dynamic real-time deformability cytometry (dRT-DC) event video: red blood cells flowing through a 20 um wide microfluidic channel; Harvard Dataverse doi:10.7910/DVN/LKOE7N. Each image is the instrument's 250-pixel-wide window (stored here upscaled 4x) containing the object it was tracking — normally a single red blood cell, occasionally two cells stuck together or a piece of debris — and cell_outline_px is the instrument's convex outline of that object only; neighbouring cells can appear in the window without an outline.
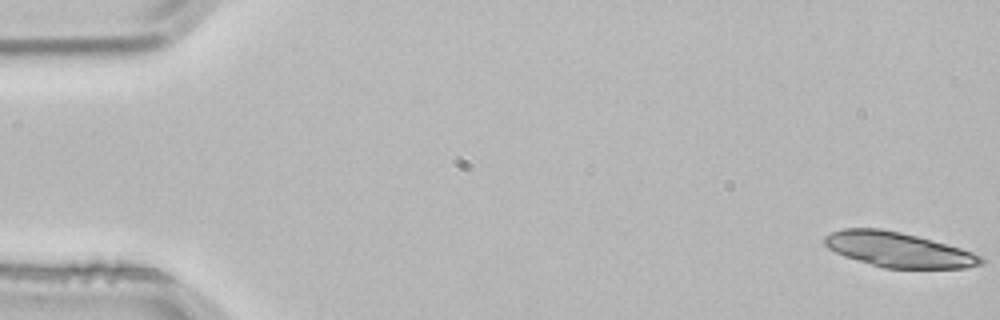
{"species": "common noctule bat (a hibernating species)", "species_latin": "Nyctalus noctula", "temperature_condition": "room temperature", "stored_images_in_passage": 4, "camera_frame_rate_fps": 3000, "um_per_image_px": 0.085, "animal": {"sex": "male", "body_mass_g": 21.5, "forearm_length_mm": 52.0}, "frame": {"image": 1, "passage_image": 1, "time_ms": 0.0, "image_size_px": [1000, 320], "cell_outline_px": [[984, 264], [968, 268], [884, 268], [844, 256], [828, 248], [824, 244], [824, 236], [832, 232], [844, 228], [880, 228], [900, 232], [948, 244], [972, 252], [980, 256], [984, 260]], "centroid_in_image_um": [76.36, 21.22], "position_along_channel_um": 8.6, "area_um2": 31.67}}